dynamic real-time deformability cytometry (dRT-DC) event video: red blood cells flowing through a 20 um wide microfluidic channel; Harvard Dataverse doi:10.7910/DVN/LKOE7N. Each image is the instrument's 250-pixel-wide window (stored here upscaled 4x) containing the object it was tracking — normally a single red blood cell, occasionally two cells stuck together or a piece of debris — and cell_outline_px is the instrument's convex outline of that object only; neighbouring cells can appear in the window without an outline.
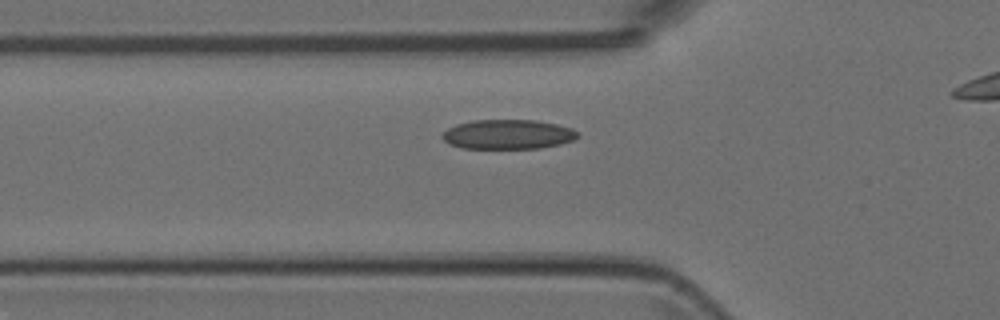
{"species": "Egyptian fruit bat (a non-hibernating species)", "species_latin": "Rousettus aegyptiacus", "temperature_condition": "room temperature", "stored_images_in_passage": 37, "camera_frame_rate_fps": 3000, "um_per_image_px": 0.085, "animal": {"sex": "female"}, "frame": {"image": 1, "passage_image": 12, "time_ms": 3.667, "image_size_px": [1000, 320], "cell_outline_px": [[580, 136], [572, 140], [560, 144], [540, 148], [460, 148], [448, 144], [440, 136], [448, 128], [456, 124], [472, 120], [536, 120], [556, 124], [572, 128]], "centroid_in_image_um": [43.14, 11.42], "position_along_channel_um": 82.7, "area_um2": 23.35}}
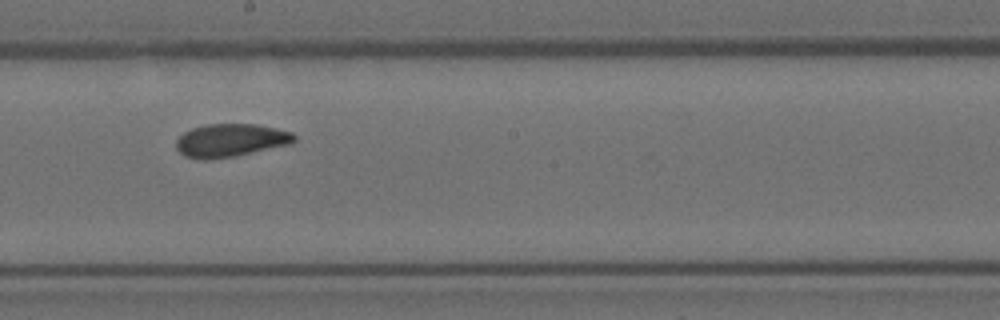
{"frame": {"image": 2, "passage_image": 23, "time_ms": 7.333, "image_size_px": [1000, 320], "cell_outline_px": [[296, 140], [292, 144], [236, 156], [204, 160], [184, 156], [176, 148], [176, 140], [184, 132], [192, 128], [204, 124], [256, 124], [276, 128], [292, 132], [296, 136]], "centroid_in_image_um": [19.62, 11.93], "position_along_channel_um": 228.6, "area_um2": 22.95}}
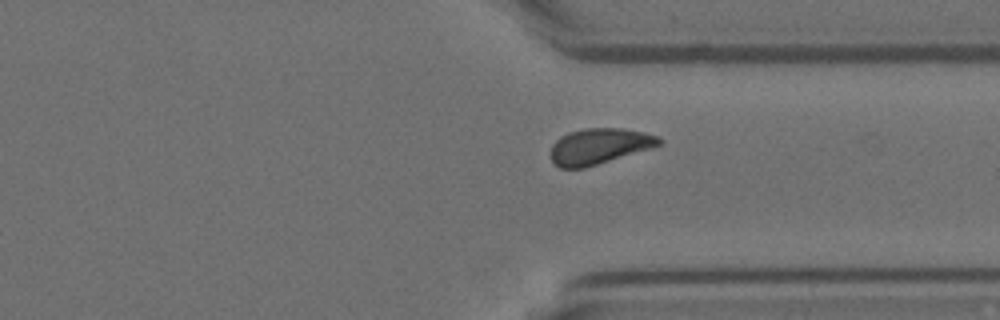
{"frame": {"image": 3, "passage_image": 33, "time_ms": 10.667, "image_size_px": [1000, 320], "cell_outline_px": [[664, 140], [660, 144], [648, 148], [584, 168], [560, 168], [552, 160], [552, 144], [560, 136], [568, 132], [584, 128], [620, 128], [644, 132], [660, 136]], "centroid_in_image_um": [50.92, 12.41], "position_along_channel_um": 360.5, "area_um2": 22.25}}